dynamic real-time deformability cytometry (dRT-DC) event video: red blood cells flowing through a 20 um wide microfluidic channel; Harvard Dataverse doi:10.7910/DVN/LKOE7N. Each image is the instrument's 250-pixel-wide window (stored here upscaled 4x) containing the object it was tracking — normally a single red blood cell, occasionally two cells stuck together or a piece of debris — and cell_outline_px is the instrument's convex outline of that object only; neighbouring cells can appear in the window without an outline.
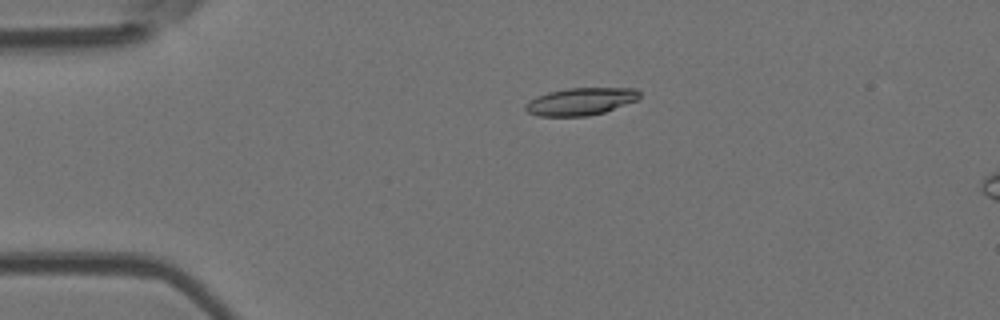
{"species": "Egyptian fruit bat (a non-hibernating species)", "species_latin": "Rousettus aegyptiacus", "temperature_condition": "room temperature", "stored_images_in_passage": 17, "camera_frame_rate_fps": 3000, "um_per_image_px": 0.085, "animal": {"sex": "female"}, "frame": {"image": 1, "passage_image": 12, "time_ms": 3.667, "image_size_px": [1000, 320], "cell_outline_px": [[640, 96], [636, 100], [604, 112], [588, 116], [540, 116], [528, 112], [524, 108], [524, 104], [536, 96], [548, 92], [568, 88], [636, 88], [640, 92]], "centroid_in_image_um": [49.33, 8.62], "position_along_channel_um": 35.7, "area_um2": 18.15}}